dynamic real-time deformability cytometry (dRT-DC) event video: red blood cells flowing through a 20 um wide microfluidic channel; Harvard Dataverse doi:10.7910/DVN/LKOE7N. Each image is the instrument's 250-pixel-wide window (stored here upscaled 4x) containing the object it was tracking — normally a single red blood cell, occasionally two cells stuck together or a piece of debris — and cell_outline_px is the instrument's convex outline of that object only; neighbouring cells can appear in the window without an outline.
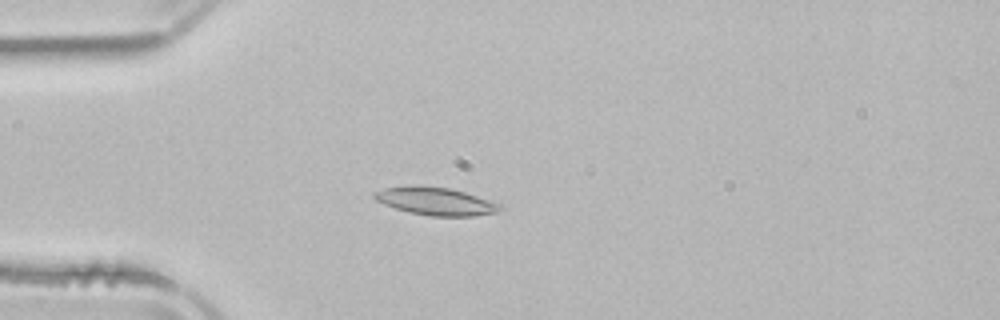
{"species": "common noctule bat (a hibernating species)", "species_latin": "Nyctalus noctula", "temperature_condition": "room temperature", "stored_images_in_passage": 3, "camera_frame_rate_fps": 3000, "um_per_image_px": 0.085, "animal": {"sex": "male", "body_mass_g": 21.5, "forearm_length_mm": 52.0}, "frame": {"image": 1, "passage_image": 3, "time_ms": 2.333, "image_size_px": [1000, 320], "cell_outline_px": [[500, 208], [496, 212], [472, 216], [432, 216], [408, 212], [384, 204], [376, 200], [372, 196], [372, 192], [384, 188], [412, 184], [420, 184], [448, 188], [464, 192], [500, 204]], "centroid_in_image_um": [36.93, 17.08], "position_along_channel_um": 48.1, "area_um2": 20.35}}